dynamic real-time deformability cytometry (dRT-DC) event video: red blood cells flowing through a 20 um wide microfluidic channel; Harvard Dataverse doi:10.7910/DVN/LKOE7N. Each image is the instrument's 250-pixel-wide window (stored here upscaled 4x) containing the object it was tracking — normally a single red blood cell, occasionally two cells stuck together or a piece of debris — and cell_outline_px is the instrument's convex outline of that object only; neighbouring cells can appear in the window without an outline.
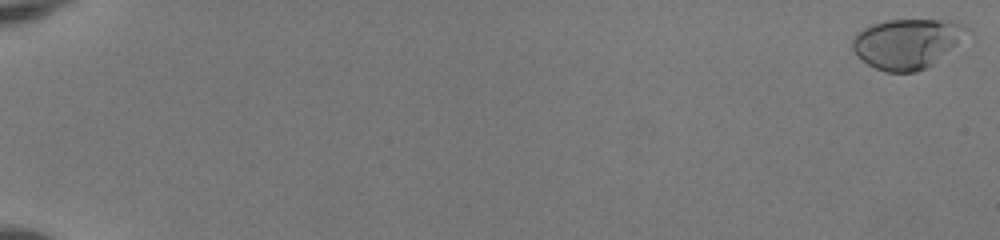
{"species": "human", "species_latin": "Homo sapiens", "temperature_condition": "room temperature", "stored_images_in_passage": 51, "camera_frame_rate_fps": 3000, "um_per_image_px": 0.085, "donor": {"sex": "female"}, "frame": {"image": 1, "passage_image": 1, "time_ms": 0.0, "image_size_px": [1000, 240], "cell_outline_px": [[972, 28], [956, 44], [932, 64], [916, 72], [884, 72], [868, 64], [856, 56], [852, 48], [852, 40], [856, 32], [872, 24], [888, 20], [952, 20], [964, 24]], "centroid_in_image_um": [77.07, 3.69], "position_along_channel_um": 7.9, "area_um2": 33.12}}
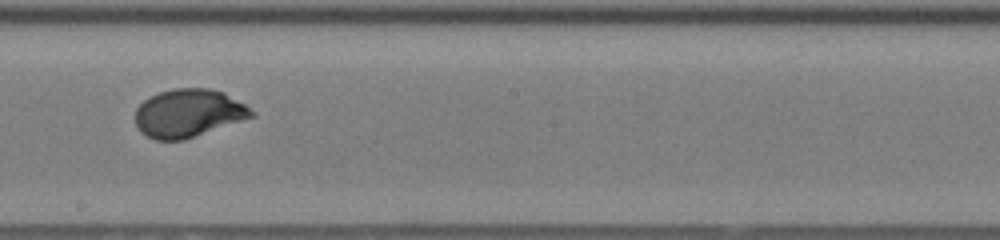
{"frame": {"image": 2, "passage_image": 33, "time_ms": 10.667, "image_size_px": [1000, 240], "cell_outline_px": [[256, 116], [184, 140], [156, 140], [140, 132], [136, 124], [136, 108], [144, 100], [160, 92], [176, 88], [212, 88], [224, 92], [244, 104], [256, 112]], "centroid_in_image_um": [16.04, 9.62], "position_along_channel_um": 232.2, "area_um2": 32.6}}
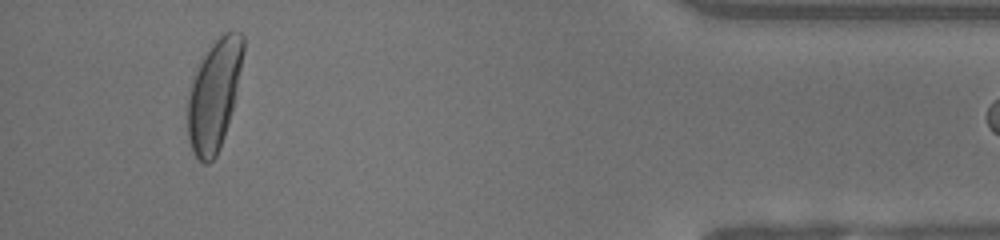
{"frame": {"image": 3, "passage_image": 50, "time_ms": 16.333, "image_size_px": [1000, 240], "cell_outline_px": [[244, 52], [232, 108], [224, 136], [220, 148], [216, 156], [208, 164], [204, 164], [192, 152], [188, 140], [188, 96], [196, 68], [200, 60], [212, 44], [224, 32], [240, 32], [244, 36]], "centroid_in_image_um": [18.19, 8.07], "position_along_channel_um": 417.0, "area_um2": 35.32}}